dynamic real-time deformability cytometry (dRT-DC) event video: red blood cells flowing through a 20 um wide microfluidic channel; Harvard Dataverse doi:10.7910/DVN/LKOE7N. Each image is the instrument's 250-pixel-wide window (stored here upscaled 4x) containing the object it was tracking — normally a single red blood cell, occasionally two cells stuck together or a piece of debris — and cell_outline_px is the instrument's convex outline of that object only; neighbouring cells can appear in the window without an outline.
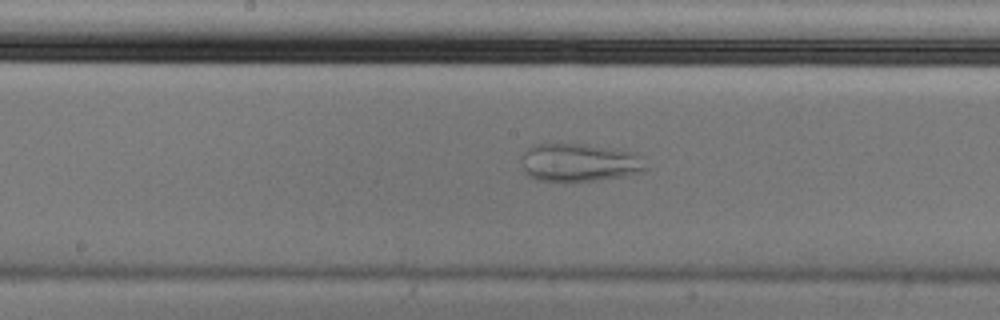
{"species": "Egyptian fruit bat (a non-hibernating species)", "species_latin": "Rousettus aegyptiacus", "temperature_condition": "cold", "stored_images_in_passage": 54, "camera_frame_rate_fps": 3000, "um_per_image_px": 0.085, "animal": {"sex": "male"}, "frame": {"image": 1, "passage_image": 28, "time_ms": 9.0, "image_size_px": [1000, 320], "cell_outline_px": [[648, 168], [644, 172], [624, 176], [600, 180], [536, 180], [528, 176], [524, 172], [520, 156], [528, 148], [536, 144], [584, 144], [616, 148], [632, 152]], "centroid_in_image_um": [49.21, 13.81], "position_along_channel_um": 199.0, "area_um2": 27.46}}
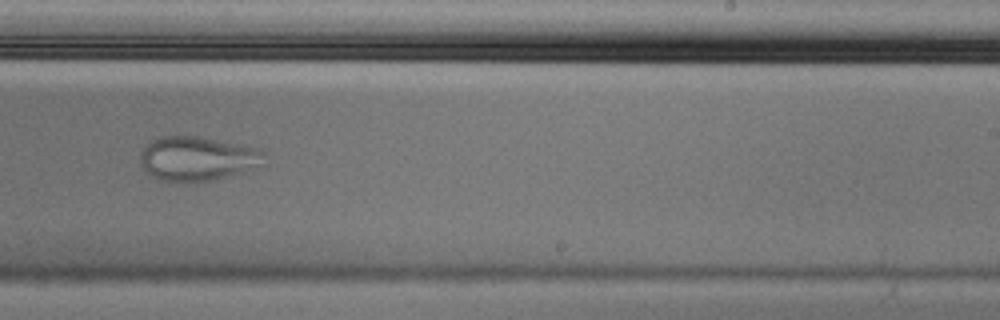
{"frame": {"image": 2, "passage_image": 34, "time_ms": 11.0, "image_size_px": [1000, 320], "cell_outline_px": [[264, 152], [260, 164], [244, 172], [212, 180], [160, 180], [152, 176], [140, 164], [140, 152], [152, 140], [160, 136], [200, 136], [260, 148]], "centroid_in_image_um": [16.76, 13.45], "position_along_channel_um": 272.2, "area_um2": 31.5}}